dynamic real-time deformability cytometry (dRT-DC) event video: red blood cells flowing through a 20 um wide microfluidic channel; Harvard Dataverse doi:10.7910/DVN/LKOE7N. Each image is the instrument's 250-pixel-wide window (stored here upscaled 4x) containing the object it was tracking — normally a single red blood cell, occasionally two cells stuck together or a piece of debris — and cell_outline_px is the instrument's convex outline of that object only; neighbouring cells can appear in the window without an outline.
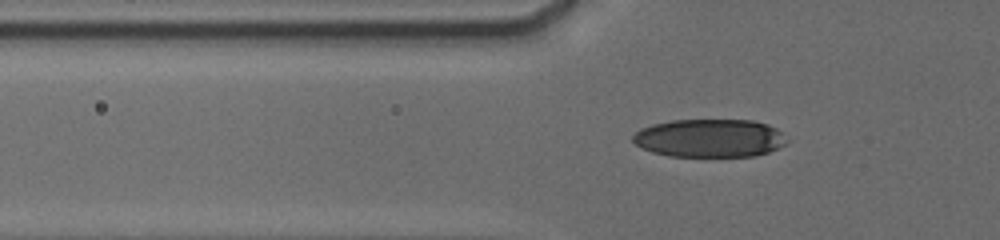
{"species": "human", "species_latin": "Homo sapiens", "temperature_condition": "cold", "stored_images_in_passage": 71, "camera_frame_rate_fps": 3000, "um_per_image_px": 0.085, "donor": {"sex": "male"}, "frame": {"image": 1, "passage_image": 45, "time_ms": 6.667, "image_size_px": [1000, 240], "cell_outline_px": [[784, 144], [768, 152], [756, 156], [668, 156], [652, 152], [636, 144], [632, 140], [632, 136], [640, 128], [652, 124], [672, 120], [752, 120], [768, 124], [776, 128], [780, 132]], "centroid_in_image_um": [60.26, 11.73], "position_along_channel_um": 65.5, "area_um2": 33.99}}
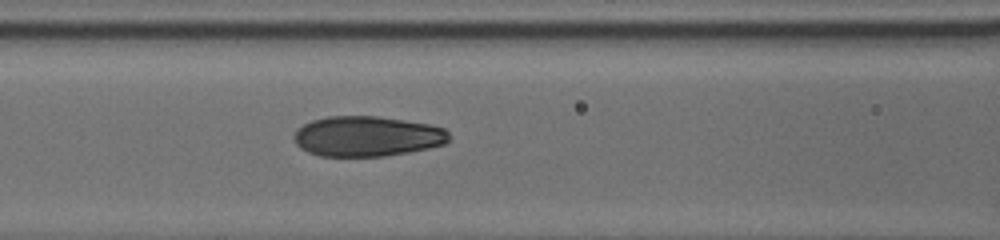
{"frame": {"image": 2, "passage_image": 60, "time_ms": 8.667, "image_size_px": [1000, 240], "cell_outline_px": [[448, 140], [444, 144], [428, 148], [408, 152], [384, 156], [320, 156], [308, 152], [300, 148], [296, 144], [292, 136], [296, 128], [312, 120], [328, 116], [376, 116], [432, 124], [444, 128], [448, 132]], "centroid_in_image_um": [31.17, 11.58], "position_along_channel_um": 135.4, "area_um2": 36.53}}
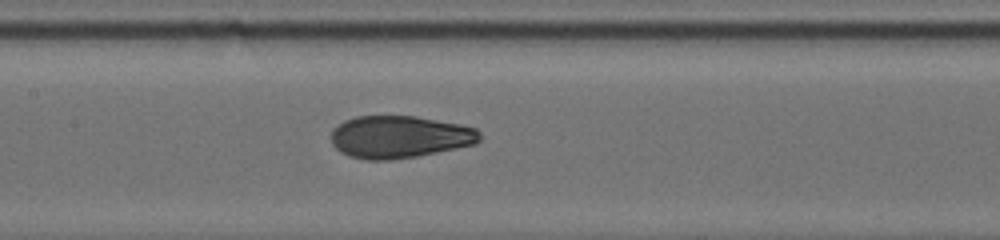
{"frame": {"image": 3, "passage_image": 68, "time_ms": 9.667, "image_size_px": [1000, 240], "cell_outline_px": [[480, 140], [476, 144], [416, 156], [388, 160], [368, 160], [348, 156], [336, 148], [332, 144], [332, 128], [336, 124], [344, 120], [356, 116], [416, 116], [460, 124], [476, 128], [480, 132]], "centroid_in_image_um": [33.94, 11.63], "position_along_channel_um": 173.5, "area_um2": 36.76}}